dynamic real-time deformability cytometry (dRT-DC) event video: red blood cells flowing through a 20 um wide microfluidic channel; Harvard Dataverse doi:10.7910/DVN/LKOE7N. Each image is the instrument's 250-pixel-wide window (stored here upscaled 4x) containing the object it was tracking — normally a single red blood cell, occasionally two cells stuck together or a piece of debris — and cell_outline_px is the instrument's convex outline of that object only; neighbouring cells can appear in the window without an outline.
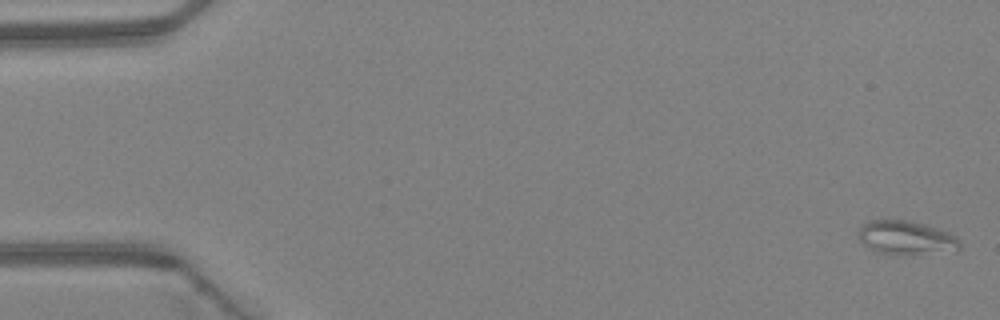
{"species": "Egyptian fruit bat (a non-hibernating species)", "species_latin": "Rousettus aegyptiacus", "temperature_condition": "warm", "stored_images_in_passage": 48, "camera_frame_rate_fps": 3000, "um_per_image_px": 0.085, "animal": {"sex": "female"}, "frame": {"image": 1, "passage_image": 1, "time_ms": 0.0, "image_size_px": [1000, 320], "cell_outline_px": [[960, 248], [956, 252], [880, 252], [864, 244], [860, 240], [860, 228], [864, 224], [872, 220], [904, 220], [920, 224], [956, 236], [960, 240]], "centroid_in_image_um": [77.05, 20.19], "position_along_channel_um": 7.9, "area_um2": 18.67}}
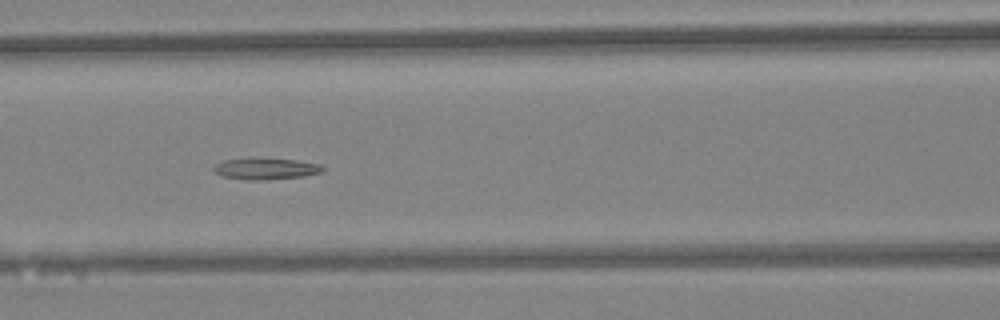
{"frame": {"image": 2, "passage_image": 21, "time_ms": 6.667, "image_size_px": [1000, 320], "cell_outline_px": [[324, 168], [320, 172], [304, 176], [268, 180], [244, 180], [224, 176], [216, 172], [212, 168], [216, 164], [224, 160], [296, 160], [320, 164]], "centroid_in_image_um": [22.61, 14.38], "position_along_channel_um": 144.0, "area_um2": 12.95}}
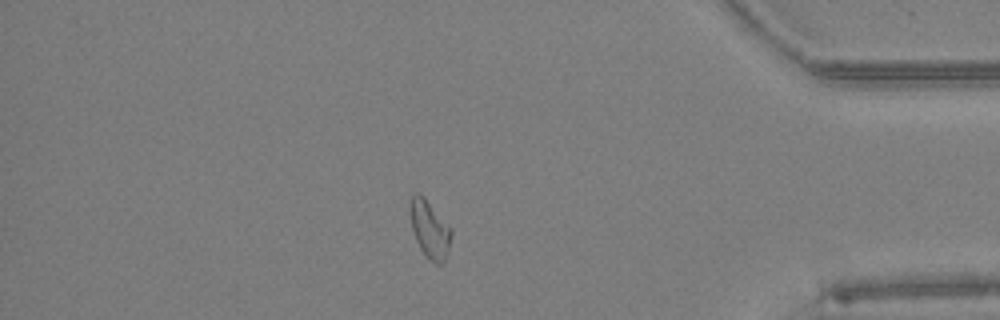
{"frame": {"image": 3, "passage_image": 41, "time_ms": 13.333, "image_size_px": [1000, 320], "cell_outline_px": [[452, 236], [448, 252], [444, 264], [436, 264], [428, 260], [420, 248], [416, 240], [412, 228], [408, 212], [408, 208], [412, 196], [416, 192], [420, 192], [424, 196], [452, 228]], "centroid_in_image_um": [36.52, 19.48], "position_along_channel_um": 398.7, "area_um2": 14.28}}